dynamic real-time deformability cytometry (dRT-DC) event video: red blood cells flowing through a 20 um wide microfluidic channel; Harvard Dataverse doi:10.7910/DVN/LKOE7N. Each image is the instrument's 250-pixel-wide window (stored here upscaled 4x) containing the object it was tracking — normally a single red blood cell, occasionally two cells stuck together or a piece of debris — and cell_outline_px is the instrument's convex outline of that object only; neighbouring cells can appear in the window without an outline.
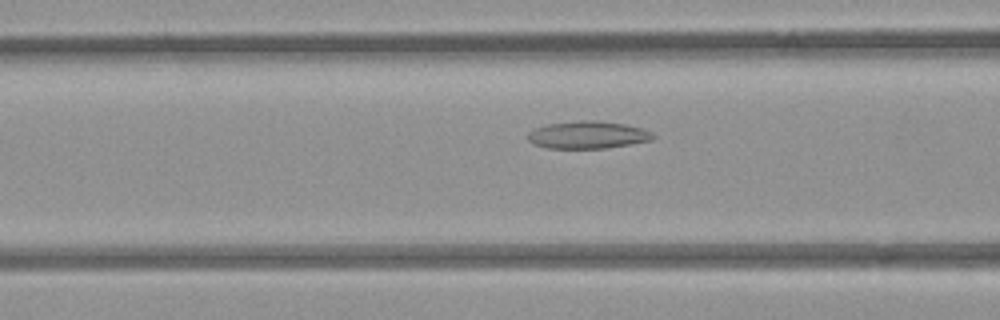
{"species": "common noctule bat (a hibernating species)", "species_latin": "Nyctalus noctula", "temperature_condition": "room temperature", "stored_images_in_passage": 46, "camera_frame_rate_fps": 3000, "um_per_image_px": 0.085, "animal": {"sex": "female", "body_mass_g": 21.9}, "frame": {"image": 1, "passage_image": 14, "time_ms": 4.333, "image_size_px": [1000, 320], "cell_outline_px": [[656, 136], [652, 140], [604, 148], [548, 148], [532, 144], [528, 140], [528, 132], [536, 128], [548, 124], [580, 120], [600, 120], [624, 124], [640, 128], [652, 132]], "centroid_in_image_um": [49.95, 11.46], "position_along_channel_um": 116.7, "area_um2": 19.94}}
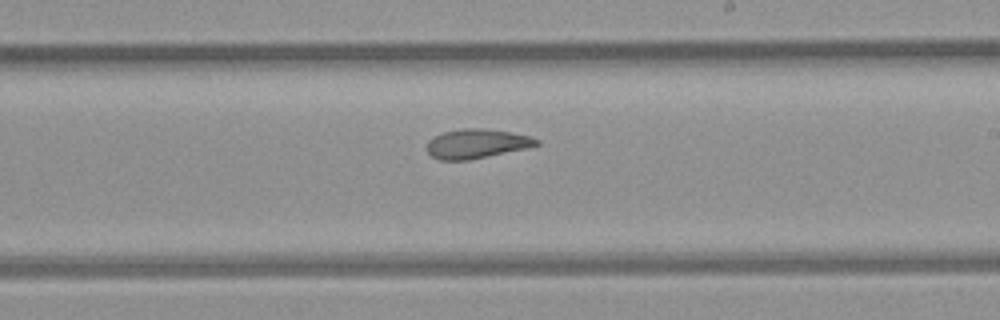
{"frame": {"image": 2, "passage_image": 24, "time_ms": 7.667, "image_size_px": [1000, 320], "cell_outline_px": [[540, 144], [528, 148], [468, 160], [440, 160], [432, 156], [428, 152], [428, 140], [432, 136], [444, 132], [460, 128], [484, 128], [532, 136], [540, 140]], "centroid_in_image_um": [40.53, 12.2], "position_along_channel_um": 248.5, "area_um2": 18.79}}
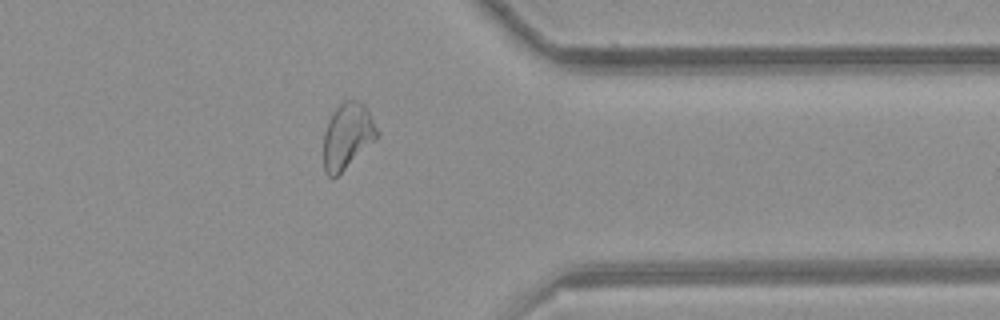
{"frame": {"image": 3, "passage_image": 35, "time_ms": 11.333, "image_size_px": [1000, 320], "cell_outline_px": [[380, 136], [376, 140], [332, 180], [324, 172], [324, 132], [328, 120], [336, 108], [344, 100], [360, 100], [364, 104], [380, 132]], "centroid_in_image_um": [29.54, 11.56], "position_along_channel_um": 381.9, "area_um2": 20.63}, "authors_computed_cell_mechanics": {"area_um2": 20.519, "velocity_mm_per_s": 3.9467, "shape_relaxation_time_tau1_ms": null, "shape_relaxation_time_tau2_ms": 3.5838, "deformation_change_tau1": null, "deformation_change_tau2": 0.1123}}